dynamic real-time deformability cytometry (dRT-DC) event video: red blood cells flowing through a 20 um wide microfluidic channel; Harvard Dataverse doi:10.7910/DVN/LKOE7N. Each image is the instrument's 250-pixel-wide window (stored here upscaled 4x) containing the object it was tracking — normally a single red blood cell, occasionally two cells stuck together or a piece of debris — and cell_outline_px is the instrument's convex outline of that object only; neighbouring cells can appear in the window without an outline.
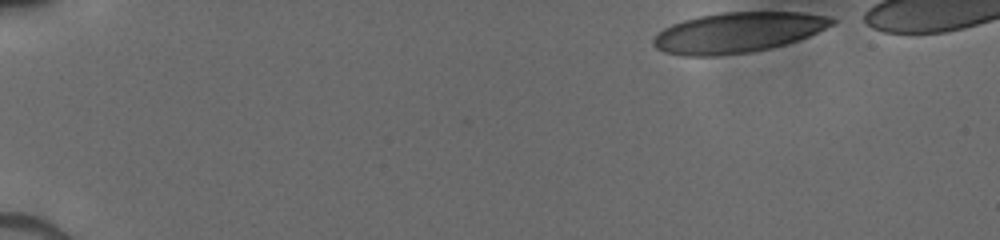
{"species": "human", "species_latin": "Homo sapiens", "temperature_condition": "cold", "stored_images_in_passage": 40, "camera_frame_rate_fps": 3000, "um_per_image_px": 0.085, "donor": {"sex": "male"}, "frame": {"image": 1, "passage_image": 1, "time_ms": 0.0, "image_size_px": [1000, 240], "cell_outline_px": [[836, 20], [832, 24], [808, 36], [772, 48], [752, 52], [716, 56], [684, 56], [664, 52], [656, 48], [652, 44], [652, 40], [664, 28], [672, 24], [684, 20], [700, 16], [724, 12], [804, 12], [832, 16]], "centroid_in_image_um": [62.7, 2.76], "position_along_channel_um": 22.3, "area_um2": 41.85}}
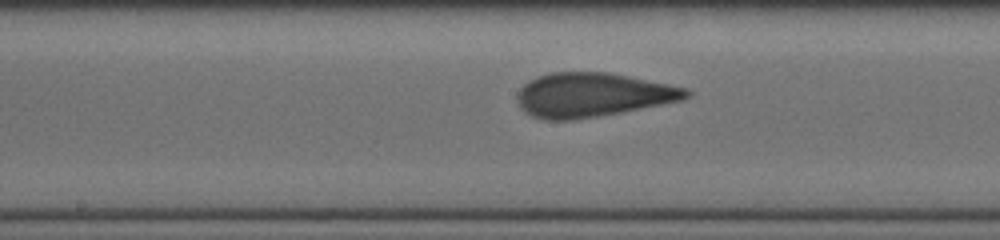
{"frame": {"image": 2, "passage_image": 23, "time_ms": 7.333, "image_size_px": [1000, 240], "cell_outline_px": [[692, 92], [688, 96], [680, 100], [620, 112], [572, 120], [544, 120], [532, 116], [524, 112], [520, 108], [516, 96], [520, 88], [528, 80], [536, 76], [548, 72], [608, 72], [688, 88]], "centroid_in_image_um": [50.29, 8.05], "position_along_channel_um": 197.9, "area_um2": 43.29}}
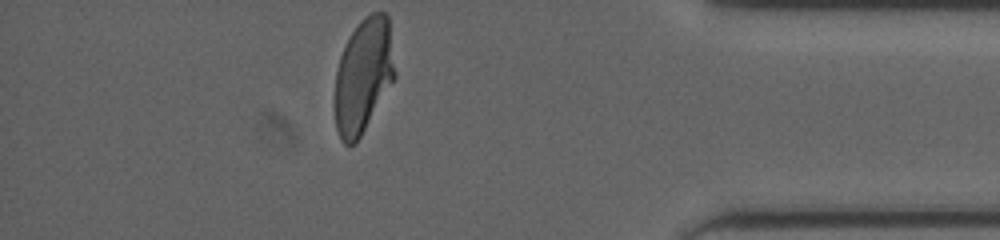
{"frame": {"image": 3, "passage_image": 40, "time_ms": 13.0, "image_size_px": [1000, 240], "cell_outline_px": [[396, 76], [360, 136], [352, 144], [344, 144], [340, 140], [336, 128], [336, 72], [340, 56], [352, 32], [360, 20], [364, 16], [372, 12], [384, 12], [388, 16], [396, 72]], "centroid_in_image_um": [30.9, 6.39], "position_along_channel_um": 404.3, "area_um2": 39.48}}